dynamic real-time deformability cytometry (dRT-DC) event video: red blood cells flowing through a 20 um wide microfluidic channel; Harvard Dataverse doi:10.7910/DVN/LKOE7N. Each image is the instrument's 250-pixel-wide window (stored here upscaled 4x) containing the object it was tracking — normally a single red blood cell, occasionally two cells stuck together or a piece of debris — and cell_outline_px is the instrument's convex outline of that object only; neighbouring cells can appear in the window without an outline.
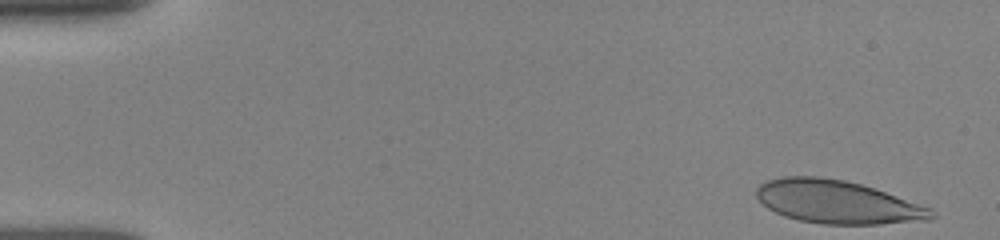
{"species": "human", "species_latin": "Homo sapiens", "temperature_condition": "room temperature", "stored_images_in_passage": 32, "camera_frame_rate_fps": 3000, "um_per_image_px": 0.085, "donor": {"sex": "female"}, "frame": {"image": 1, "passage_image": 1, "time_ms": 0.0, "image_size_px": [1000, 240], "cell_outline_px": [[936, 216], [928, 220], [880, 224], [824, 224], [800, 220], [784, 216], [768, 208], [756, 196], [756, 188], [760, 184], [768, 180], [784, 176], [820, 176], [844, 180], [860, 184], [932, 208], [936, 212]], "centroid_in_image_um": [71.18, 17.17], "position_along_channel_um": 13.8, "area_um2": 43.75}}
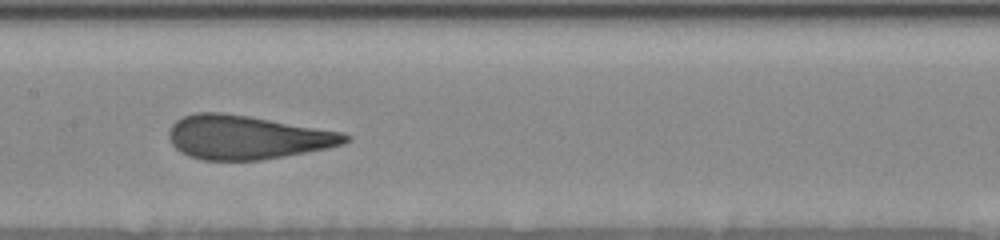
{"frame": {"image": 2, "passage_image": 18, "time_ms": 7.667, "image_size_px": [1000, 240], "cell_outline_px": [[352, 140], [344, 144], [328, 148], [260, 160], [204, 160], [188, 156], [180, 152], [172, 144], [168, 136], [168, 132], [172, 124], [176, 120], [184, 116], [196, 112], [224, 112], [344, 132], [352, 136]], "centroid_in_image_um": [21.0, 11.67], "position_along_channel_um": 186.4, "area_um2": 45.14}}
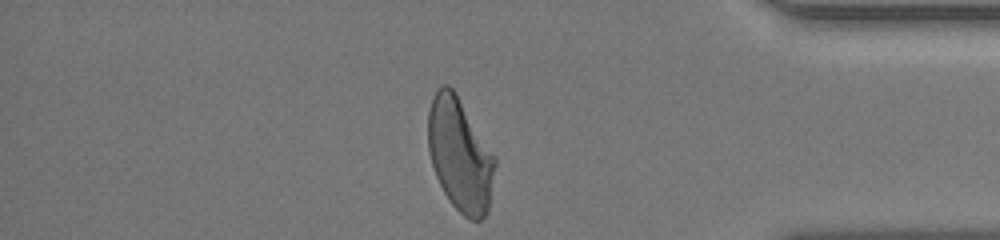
{"frame": {"image": 3, "passage_image": 31, "time_ms": 13.667, "image_size_px": [1000, 240], "cell_outline_px": [[496, 164], [488, 212], [480, 220], [472, 220], [464, 216], [448, 200], [436, 176], [428, 152], [428, 112], [432, 96], [436, 88], [440, 84], [448, 84], [456, 92], [496, 156]], "centroid_in_image_um": [39.1, 13.12], "position_along_channel_um": 396.1, "area_um2": 44.56}, "authors_computed_cell_mechanics": {"area_um2": 44.9395, "velocity_mm_per_s": 3.8873, "shape_relaxation_time_tau1_ms": 6.2798, "shape_relaxation_time_tau2_ms": null, "deformation_change_tau1": 0.2167, "deformation_change_tau2": null}}